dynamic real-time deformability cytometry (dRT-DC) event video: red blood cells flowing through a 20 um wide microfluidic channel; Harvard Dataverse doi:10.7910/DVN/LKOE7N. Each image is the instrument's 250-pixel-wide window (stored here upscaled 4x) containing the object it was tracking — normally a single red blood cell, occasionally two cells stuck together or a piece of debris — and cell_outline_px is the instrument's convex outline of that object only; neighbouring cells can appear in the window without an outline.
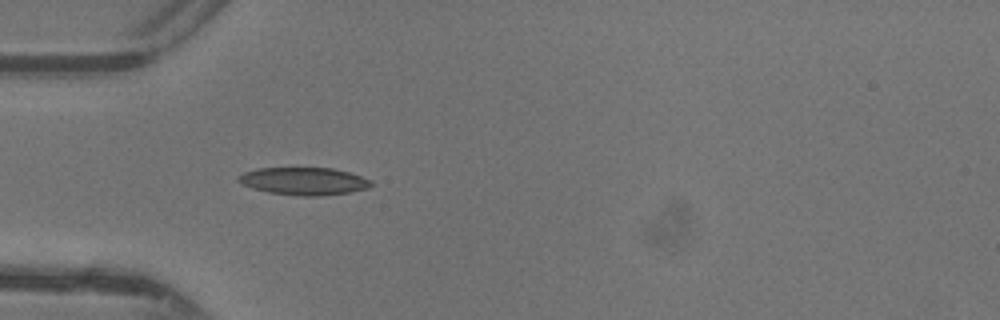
{"species": "common noctule bat (a hibernating species)", "species_latin": "Nyctalus noctula", "temperature_condition": "warm", "stored_images_in_passage": 33, "camera_frame_rate_fps": 3000, "um_per_image_px": 0.085, "animal": {"sex": "female"}, "frame": {"image": 1, "passage_image": 1, "time_ms": 0.0, "image_size_px": [1000, 320], "cell_outline_px": [[372, 184], [368, 188], [348, 192], [320, 196], [300, 196], [268, 192], [252, 188], [236, 180], [236, 176], [244, 172], [256, 168], [332, 168], [348, 172], [372, 180]], "centroid_in_image_um": [25.8, 15.39], "position_along_channel_um": 59.2, "area_um2": 21.27}}
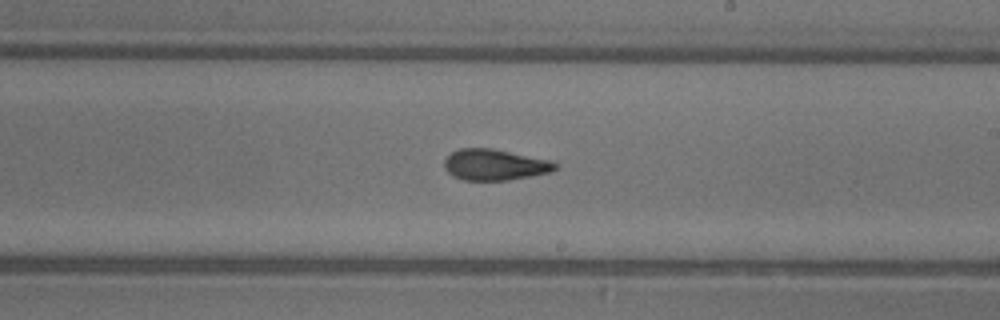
{"frame": {"image": 2, "passage_image": 14, "time_ms": 4.333, "image_size_px": [1000, 320], "cell_outline_px": [[556, 168], [548, 172], [508, 180], [464, 180], [452, 176], [444, 168], [444, 160], [452, 152], [460, 148], [492, 148], [552, 160], [556, 164]], "centroid_in_image_um": [42.01, 13.99], "position_along_channel_um": 247.0, "area_um2": 19.94}}
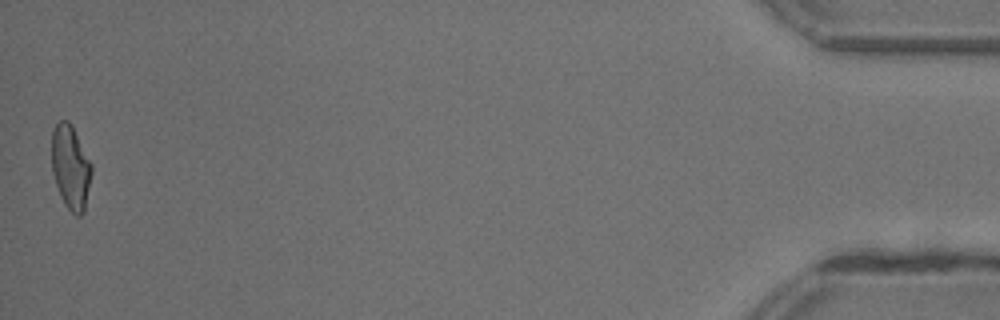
{"frame": {"image": 3, "passage_image": 33, "time_ms": 10.667, "image_size_px": [1000, 320], "cell_outline_px": [[92, 172], [84, 212], [80, 216], [76, 216], [64, 204], [60, 196], [52, 172], [52, 128], [60, 120], [68, 120], [72, 124], [92, 164]], "centroid_in_image_um": [6.0, 14.2], "position_along_channel_um": 429.2, "area_um2": 19.71}, "authors_computed_cell_mechanics": {"area_um2": 19.941, "velocity_mm_per_s": 4.4167, "shape_relaxation_time_tau1_ms": 6.0578, "shape_relaxation_time_tau2_ms": 1.7309, "deformation_change_tau1": 0.1931, "deformation_change_tau2": 0.0877}}